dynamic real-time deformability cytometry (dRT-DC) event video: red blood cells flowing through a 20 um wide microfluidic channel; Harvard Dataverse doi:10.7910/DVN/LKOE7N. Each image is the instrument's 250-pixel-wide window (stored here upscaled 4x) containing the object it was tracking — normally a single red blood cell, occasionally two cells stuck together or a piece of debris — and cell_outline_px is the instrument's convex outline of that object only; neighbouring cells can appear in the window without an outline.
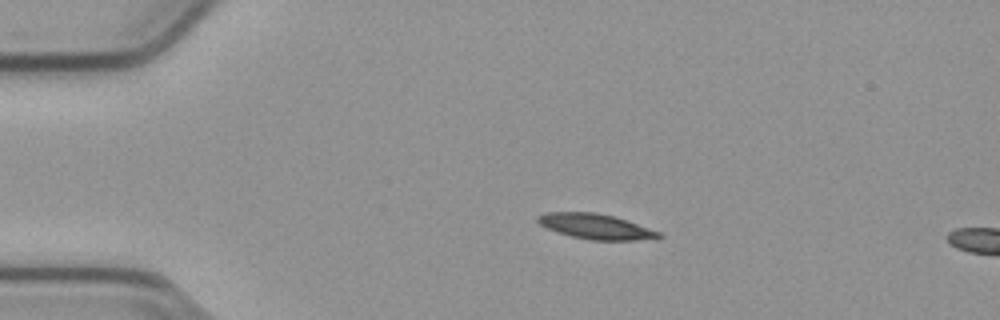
{"species": "common noctule bat (a hibernating species)", "species_latin": "Nyctalus noctula", "temperature_condition": "cold", "stored_images_in_passage": 5, "camera_frame_rate_fps": 3000, "um_per_image_px": 0.085, "animal": {"sex": "male", "body_mass_g": 23.1, "forearm_length_mm": 52.7}, "frame": {"image": 1, "passage_image": 1, "time_ms": 0.0, "image_size_px": [1000, 320], "cell_outline_px": [[664, 236], [636, 240], [592, 240], [572, 236], [556, 232], [540, 224], [536, 220], [536, 216], [544, 212], [596, 212], [612, 216], [660, 232]], "centroid_in_image_um": [50.56, 19.24], "position_along_channel_um": 34.4, "area_um2": 17.46}}